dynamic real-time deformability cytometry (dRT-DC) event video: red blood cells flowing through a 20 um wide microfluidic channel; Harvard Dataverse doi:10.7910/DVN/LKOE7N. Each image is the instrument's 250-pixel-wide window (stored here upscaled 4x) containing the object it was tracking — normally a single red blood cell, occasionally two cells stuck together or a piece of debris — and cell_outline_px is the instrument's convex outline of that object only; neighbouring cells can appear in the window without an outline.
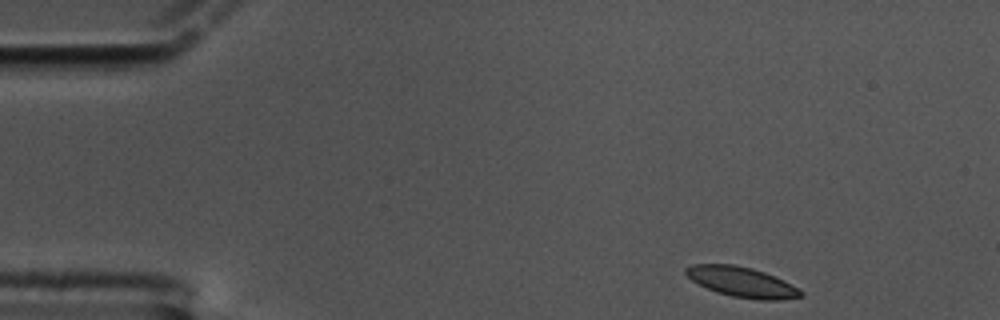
{"species": "common noctule bat (a hibernating species)", "species_latin": "Nyctalus noctula", "temperature_condition": "cold", "stored_images_in_passage": 54, "camera_frame_rate_fps": 3000, "um_per_image_px": 0.085, "animal": {"sex": "male", "body_mass_g": 17.5, "forearm_length_mm": 52.3}, "frame": {"image": 1, "passage_image": 1, "time_ms": 0.0, "image_size_px": [1000, 320], "cell_outline_px": [[804, 296], [780, 300], [760, 300], [732, 296], [716, 292], [692, 280], [684, 272], [684, 268], [692, 264], [732, 264], [752, 268], [764, 272], [804, 292]], "centroid_in_image_um": [63.02, 23.97], "position_along_channel_um": 22.0, "area_um2": 19.83}}
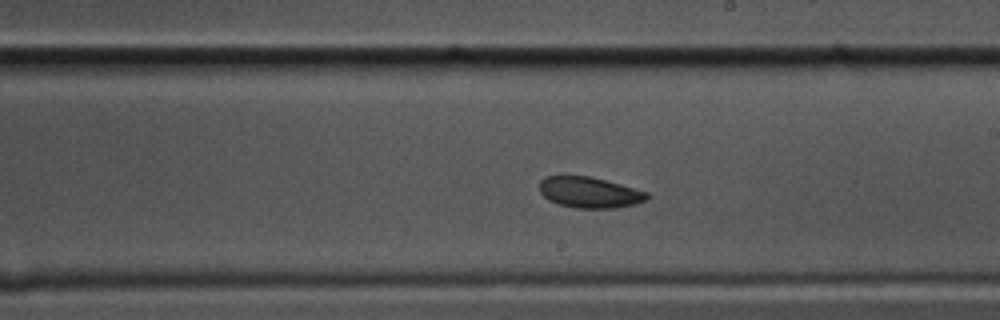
{"frame": {"image": 2, "passage_image": 28, "time_ms": 9.0, "image_size_px": [1000, 320], "cell_outline_px": [[648, 200], [636, 204], [616, 208], [576, 208], [560, 204], [548, 200], [540, 192], [540, 180], [544, 176], [592, 176], [648, 192]], "centroid_in_image_um": [50.12, 16.35], "position_along_channel_um": 238.9, "area_um2": 19.42}}
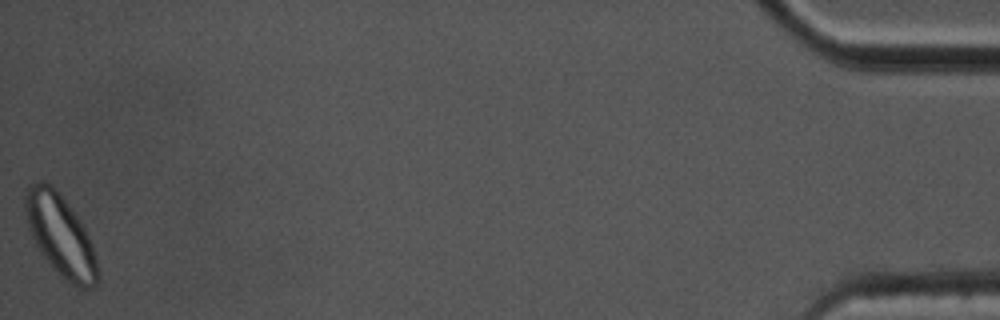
{"frame": {"image": 3, "passage_image": 54, "time_ms": 17.667, "image_size_px": [1000, 320], "cell_outline_px": [[100, 280], [92, 288], [80, 288], [72, 284], [52, 268], [40, 252], [28, 228], [24, 208], [24, 196], [28, 184], [36, 180], [44, 180], [52, 184], [84, 224], [96, 260], [100, 276]], "centroid_in_image_um": [5.12, 19.97], "position_along_channel_um": 430.1, "area_um2": 34.62}, "authors_computed_cell_mechanics": {"area_um2": 20.2878, "velocity_mm_per_s": 3.3095, "shape_relaxation_time_tau1_ms": 4.2037, "shape_relaxation_time_tau2_ms": 4.075, "deformation_change_tau1": 0.0872, "deformation_change_tau2": 0.069}}